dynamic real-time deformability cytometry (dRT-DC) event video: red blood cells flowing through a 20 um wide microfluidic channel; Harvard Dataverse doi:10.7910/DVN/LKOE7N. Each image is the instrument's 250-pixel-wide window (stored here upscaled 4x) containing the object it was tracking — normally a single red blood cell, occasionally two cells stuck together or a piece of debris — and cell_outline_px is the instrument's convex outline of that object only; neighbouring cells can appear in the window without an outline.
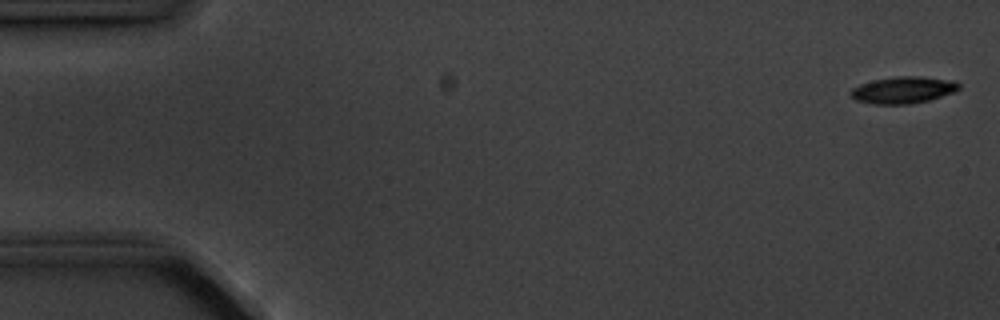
{"species": "common noctule bat (a hibernating species)", "species_latin": "Nyctalus noctula", "temperature_condition": "cold", "stored_images_in_passage": 5, "camera_frame_rate_fps": 3000, "um_per_image_px": 0.085, "animal": {"sex": "male", "body_mass_g": 20.1, "forearm_length_mm": 53.5}, "frame": {"image": 1, "passage_image": 1, "time_ms": 0.0, "image_size_px": [1000, 320], "cell_outline_px": [[960, 88], [952, 92], [928, 100], [908, 104], [872, 104], [856, 100], [848, 92], [852, 88], [860, 84], [872, 80], [896, 76], [920, 76], [956, 80], [960, 84]], "centroid_in_image_um": [76.75, 7.63], "position_along_channel_um": 8.2, "area_um2": 16.94}}
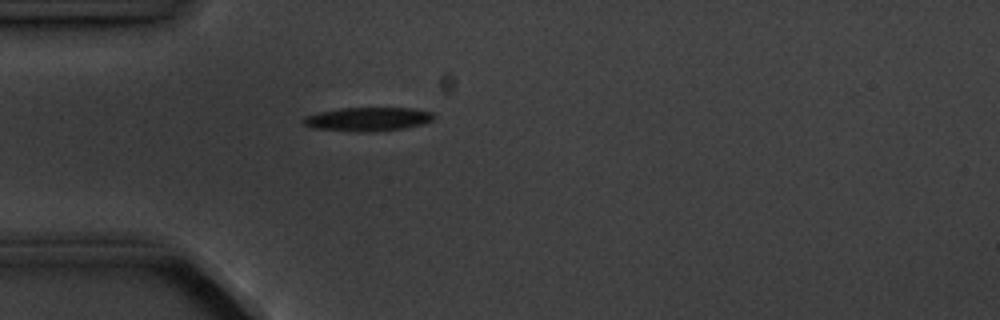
{"frame": {"image": 2, "passage_image": 5, "time_ms": 4.667, "image_size_px": [1000, 320], "cell_outline_px": [[436, 116], [432, 120], [424, 124], [404, 128], [372, 132], [356, 132], [308, 128], [300, 120], [304, 116], [320, 112], [340, 108], [412, 108], [432, 112]], "centroid_in_image_um": [31.23, 10.14], "position_along_channel_um": 53.8, "area_um2": 18.38}}